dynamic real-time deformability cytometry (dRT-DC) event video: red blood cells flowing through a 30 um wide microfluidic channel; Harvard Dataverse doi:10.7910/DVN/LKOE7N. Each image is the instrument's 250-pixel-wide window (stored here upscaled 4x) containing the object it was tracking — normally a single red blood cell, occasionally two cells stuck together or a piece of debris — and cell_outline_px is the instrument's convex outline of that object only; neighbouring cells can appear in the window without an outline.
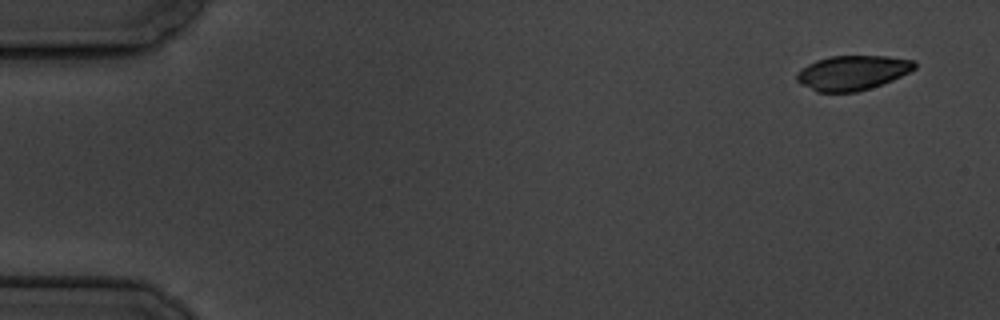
{"species": "common noctule bat (a hibernating species)", "species_latin": "Nyctalus noctula", "temperature_condition": "cold", "stored_images_in_passage": 5, "camera_frame_rate_fps": 3000, "um_per_image_px": 0.085, "animal": {"sex": "male", "body_mass_g": 19.5, "forearm_length_mm": 54.6}, "frame": {"image": 1, "passage_image": 1, "time_ms": 0.0, "image_size_px": [1000, 320], "cell_outline_px": [[916, 68], [892, 80], [856, 92], [816, 92], [800, 84], [796, 80], [796, 72], [808, 64], [816, 60], [828, 56], [888, 56], [916, 60]], "centroid_in_image_um": [72.43, 6.17], "position_along_channel_um": 12.6, "area_um2": 23.81}}
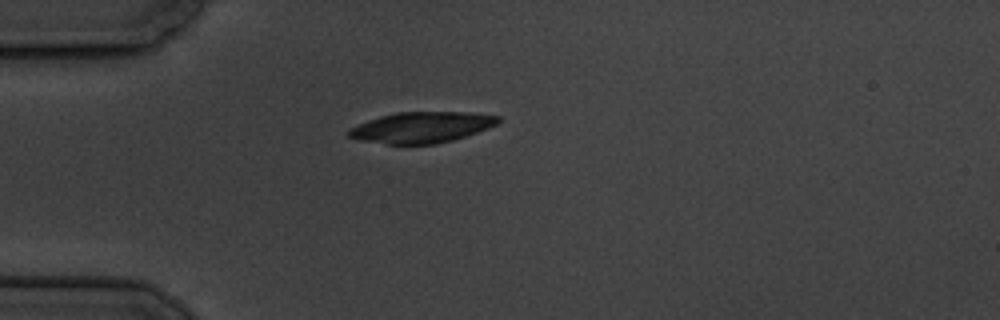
{"frame": {"image": 2, "passage_image": 5, "time_ms": 4.333, "image_size_px": [1000, 320], "cell_outline_px": [[500, 120], [496, 124], [488, 128], [452, 140], [436, 144], [388, 144], [360, 140], [348, 136], [348, 128], [368, 120], [380, 116], [396, 112], [472, 112], [500, 116]], "centroid_in_image_um": [35.82, 10.82], "position_along_channel_um": 49.2, "area_um2": 26.82}}